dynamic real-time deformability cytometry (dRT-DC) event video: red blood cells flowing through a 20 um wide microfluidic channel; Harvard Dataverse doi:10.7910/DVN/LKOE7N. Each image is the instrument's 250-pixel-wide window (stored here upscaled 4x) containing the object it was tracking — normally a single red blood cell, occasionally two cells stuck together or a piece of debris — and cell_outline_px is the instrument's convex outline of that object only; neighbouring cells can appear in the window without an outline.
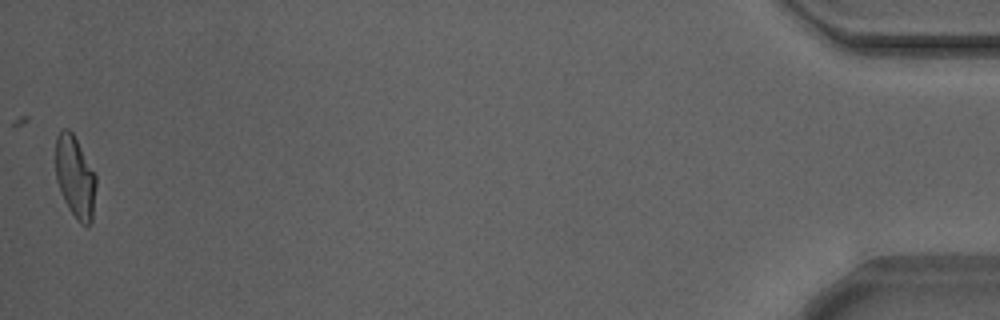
{"species": "Egyptian fruit bat (a non-hibernating species)", "species_latin": "Rousettus aegyptiacus", "temperature_condition": "warm", "stored_images_in_passage": 52, "camera_frame_rate_fps": 3000, "um_per_image_px": 0.085, "animal": {"sex": "male"}, "frame": {"image": 1, "passage_image": 52, "time_ms": 17.0, "image_size_px": [1000, 320], "cell_outline_px": [[96, 184], [92, 220], [88, 224], [80, 224], [68, 208], [64, 200], [56, 180], [56, 136], [64, 128], [68, 128], [72, 132], [96, 176]], "centroid_in_image_um": [6.38, 15.05], "position_along_channel_um": 428.8, "area_um2": 19.02}, "authors_computed_cell_mechanics": {"area_um2": 19.7965, "velocity_mm_per_s": 3.86, "shape_relaxation_time_tau1_ms": null, "shape_relaxation_time_tau2_ms": 1.6855, "deformation_change_tau1": null, "deformation_change_tau2": 0.0941}}